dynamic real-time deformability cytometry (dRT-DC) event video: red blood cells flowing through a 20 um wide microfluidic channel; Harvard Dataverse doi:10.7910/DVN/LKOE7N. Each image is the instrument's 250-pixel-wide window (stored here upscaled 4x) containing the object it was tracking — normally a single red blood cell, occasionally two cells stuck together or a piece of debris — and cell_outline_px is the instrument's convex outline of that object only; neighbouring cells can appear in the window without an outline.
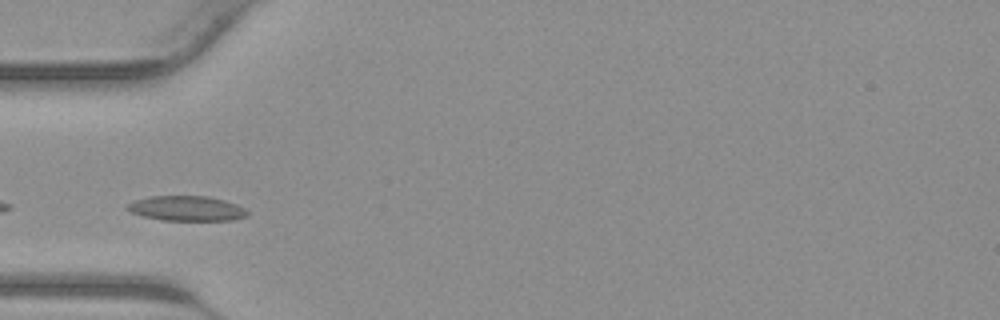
{"species": "common noctule bat (a hibernating species)", "species_latin": "Nyctalus noctula", "temperature_condition": "warm", "stored_images_in_passage": 30, "camera_frame_rate_fps": 3000, "um_per_image_px": 0.085, "animal": {"sex": "male", "body_mass_g": 23.1, "forearm_length_mm": 52.7}, "frame": {"image": 1, "passage_image": 5, "time_ms": 1.333, "image_size_px": [1000, 320], "cell_outline_px": [[248, 216], [232, 220], [160, 220], [144, 216], [132, 212], [124, 208], [128, 204], [136, 200], [152, 196], [208, 196], [224, 200], [236, 204], [244, 208], [248, 212]], "centroid_in_image_um": [15.88, 17.71], "position_along_channel_um": 69.1, "area_um2": 17.34}}
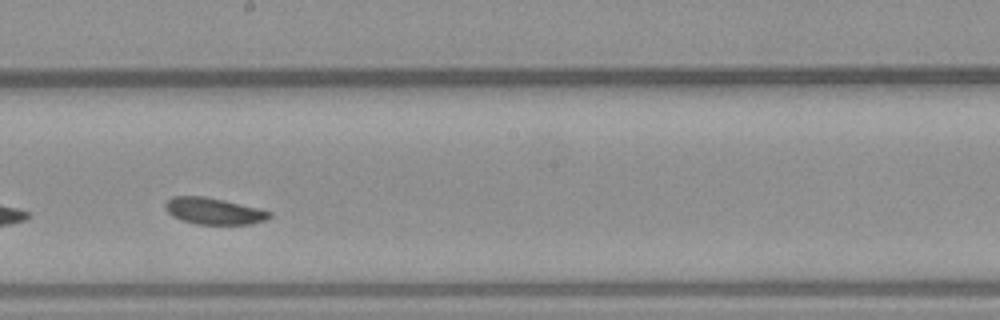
{"frame": {"image": 2, "passage_image": 15, "time_ms": 4.667, "image_size_px": [1000, 320], "cell_outline_px": [[272, 216], [264, 220], [252, 224], [196, 224], [172, 216], [168, 212], [164, 204], [172, 196], [204, 196], [224, 200], [260, 208], [272, 212]], "centroid_in_image_um": [18.2, 17.93], "position_along_channel_um": 230.0, "area_um2": 16.07}}
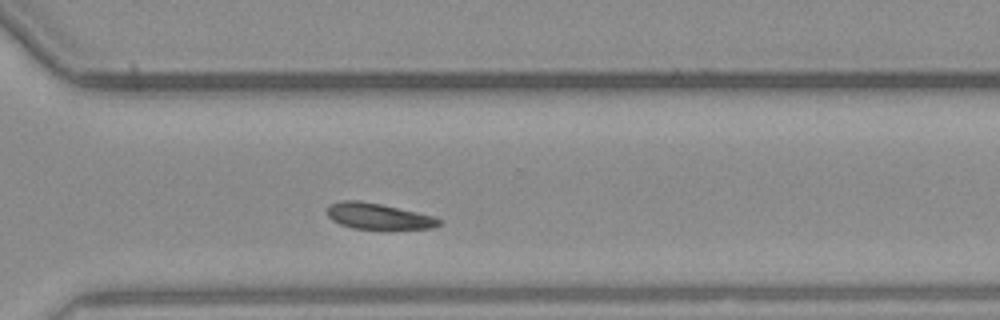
{"frame": {"image": 3, "passage_image": 22, "time_ms": 7.0, "image_size_px": [1000, 320], "cell_outline_px": [[444, 220], [440, 224], [432, 228], [384, 232], [352, 228], [340, 224], [332, 220], [328, 216], [328, 204], [340, 200], [356, 200], [380, 204], [436, 216]], "centroid_in_image_um": [32.22, 18.43], "position_along_channel_um": 338.4, "area_um2": 17.92}}